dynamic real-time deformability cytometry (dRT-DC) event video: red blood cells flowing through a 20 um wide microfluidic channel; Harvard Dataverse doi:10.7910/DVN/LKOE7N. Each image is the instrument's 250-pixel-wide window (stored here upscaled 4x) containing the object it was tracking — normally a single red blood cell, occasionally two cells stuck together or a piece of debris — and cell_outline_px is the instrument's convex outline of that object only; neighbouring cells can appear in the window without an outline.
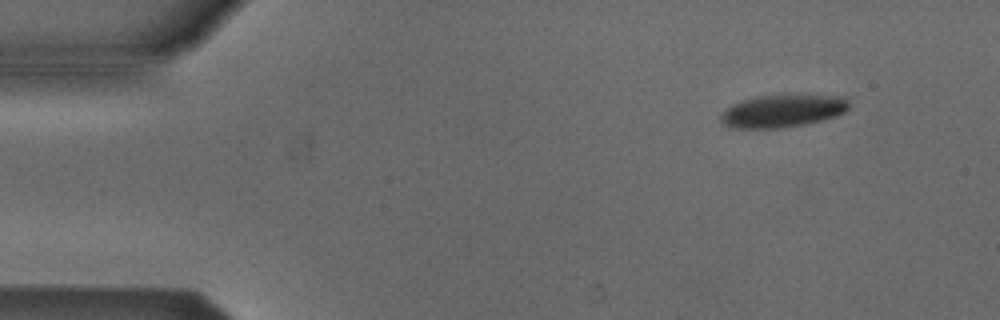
{"species": "Egyptian fruit bat (a non-hibernating species)", "species_latin": "Rousettus aegyptiacus", "temperature_condition": "cold", "stored_images_in_passage": 6, "camera_frame_rate_fps": 3000, "um_per_image_px": 0.085, "animal": {"sex": "male"}, "frame": {"image": 1, "passage_image": 1, "time_ms": 0.0, "image_size_px": [1000, 320], "cell_outline_px": [[848, 108], [844, 112], [836, 116], [824, 120], [804, 124], [780, 128], [728, 128], [720, 120], [720, 116], [732, 104], [744, 100], [760, 96], [848, 96]], "centroid_in_image_um": [66.53, 9.45], "position_along_channel_um": 18.5, "area_um2": 23.99}}
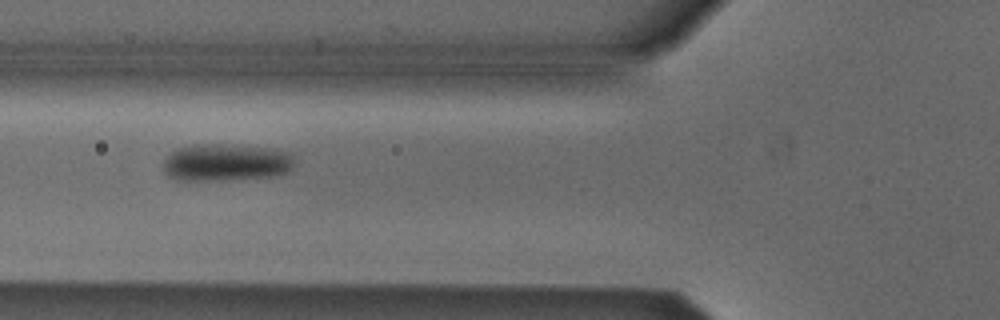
{"frame": {"image": 2, "passage_image": 5, "time_ms": 4.667, "image_size_px": [1000, 320], "cell_outline_px": [[292, 164], [288, 172], [276, 176], [216, 180], [184, 180], [172, 176], [164, 168], [164, 160], [172, 152], [180, 148], [196, 144], [220, 144], [272, 148], [292, 152]], "centroid_in_image_um": [19.27, 13.79], "position_along_channel_um": 106.5, "area_um2": 28.03}}
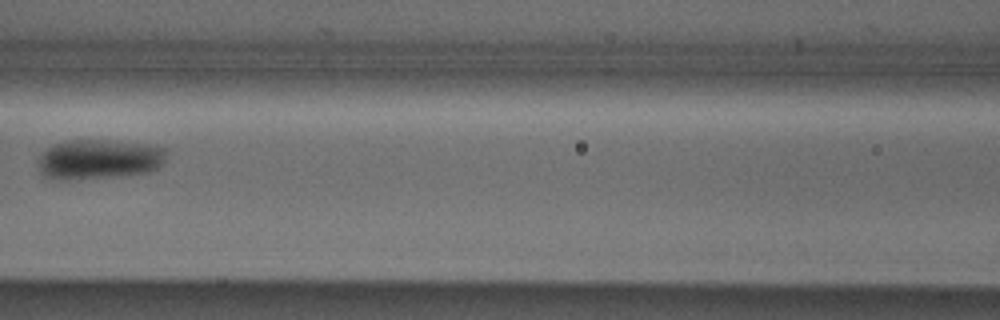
{"frame": {"image": 3, "passage_image": 6, "time_ms": 6.0, "image_size_px": [1000, 320], "cell_outline_px": [[168, 160], [160, 168], [148, 172], [112, 176], [64, 180], [56, 180], [44, 176], [40, 172], [40, 156], [48, 148], [64, 140], [104, 140], [152, 144], [164, 148]], "centroid_in_image_um": [8.48, 13.53], "position_along_channel_um": 158.1, "area_um2": 29.82}}